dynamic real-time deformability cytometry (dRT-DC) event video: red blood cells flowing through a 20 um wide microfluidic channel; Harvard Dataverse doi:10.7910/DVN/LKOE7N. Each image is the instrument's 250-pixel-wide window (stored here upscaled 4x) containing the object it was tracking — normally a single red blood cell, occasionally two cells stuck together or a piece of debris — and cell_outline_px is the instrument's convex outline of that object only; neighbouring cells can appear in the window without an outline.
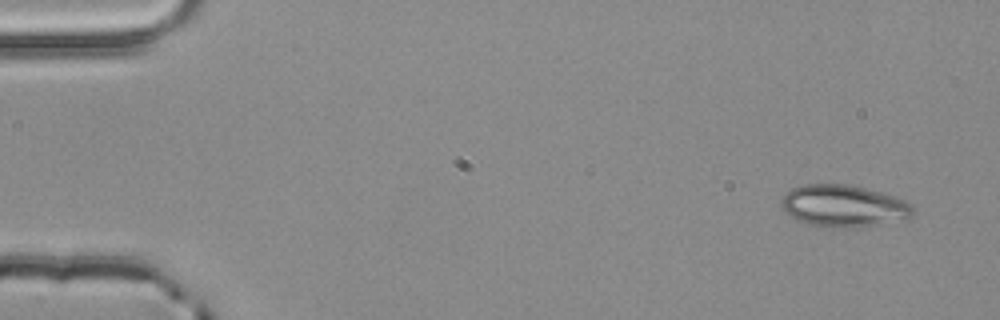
{"species": "common noctule bat (a hibernating species)", "species_latin": "Nyctalus noctula", "temperature_condition": "room temperature", "stored_images_in_passage": 3, "camera_frame_rate_fps": 3000, "um_per_image_px": 0.085, "animal": {"sex": "male", "body_mass_g": 20.4}, "frame": {"image": 1, "passage_image": 1, "time_ms": 0.0, "image_size_px": [1000, 320], "cell_outline_px": [[912, 212], [904, 220], [884, 224], [856, 228], [840, 228], [808, 224], [796, 220], [784, 212], [780, 204], [780, 200], [784, 192], [792, 188], [804, 184], [848, 184], [896, 196], [912, 204]], "centroid_in_image_um": [71.67, 17.51], "position_along_channel_um": 13.3, "area_um2": 32.6}}